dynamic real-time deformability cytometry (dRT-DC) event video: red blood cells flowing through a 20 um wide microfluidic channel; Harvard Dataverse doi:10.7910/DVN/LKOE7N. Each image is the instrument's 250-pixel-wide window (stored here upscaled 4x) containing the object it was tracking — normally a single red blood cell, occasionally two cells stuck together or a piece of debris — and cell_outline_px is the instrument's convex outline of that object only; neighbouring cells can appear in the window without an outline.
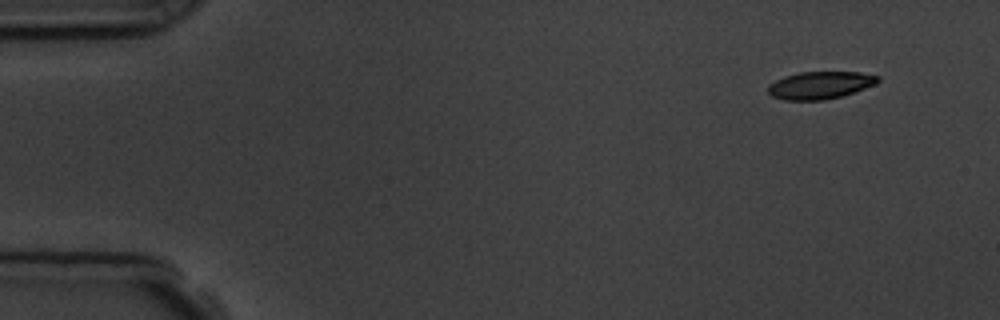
{"species": "common noctule bat (a hibernating species)", "species_latin": "Nyctalus noctula", "temperature_condition": "room temperature", "stored_images_in_passage": 8, "camera_frame_rate_fps": 3000, "um_per_image_px": 0.085, "animal": {"sex": "male", "body_mass_g": 19.5, "forearm_length_mm": 54.6}, "frame": {"image": 1, "passage_image": 1, "time_ms": 0.0, "image_size_px": [1000, 320], "cell_outline_px": [[880, 80], [876, 84], [840, 96], [824, 100], [784, 100], [772, 96], [768, 92], [768, 84], [784, 76], [800, 72], [860, 72], [880, 76]], "centroid_in_image_um": [69.69, 7.23], "position_along_channel_um": 15.3, "area_um2": 17.51}}
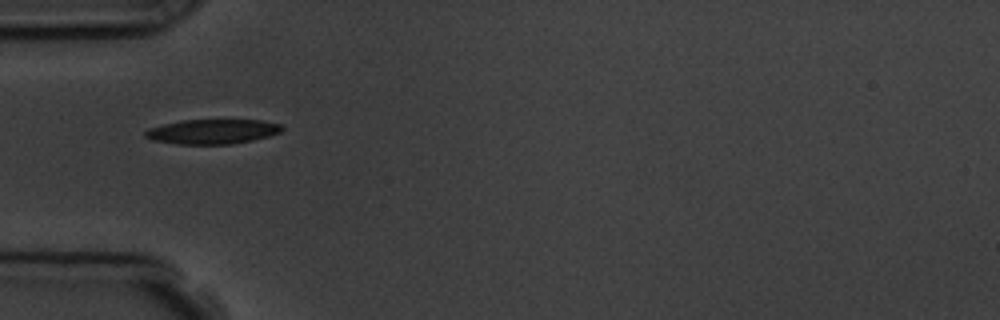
{"frame": {"image": 2, "passage_image": 4, "time_ms": 4.333, "image_size_px": [1000, 320], "cell_outline_px": [[284, 128], [280, 132], [268, 136], [252, 140], [232, 144], [176, 144], [152, 140], [144, 136], [144, 132], [148, 128], [180, 120], [260, 120], [280, 124]], "centroid_in_image_um": [18.03, 11.18], "position_along_channel_um": 67.0, "area_um2": 19.65}}